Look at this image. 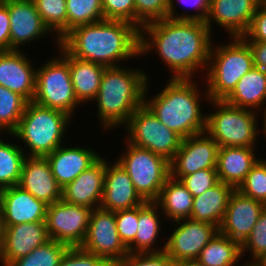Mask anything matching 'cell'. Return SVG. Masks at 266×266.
<instances>
[{
	"instance_id": "7bdbcfd3",
	"label": "cell",
	"mask_w": 266,
	"mask_h": 266,
	"mask_svg": "<svg viewBox=\"0 0 266 266\" xmlns=\"http://www.w3.org/2000/svg\"><path fill=\"white\" fill-rule=\"evenodd\" d=\"M104 20H123L135 26L134 0H102Z\"/></svg>"
},
{
	"instance_id": "f5cc1de1",
	"label": "cell",
	"mask_w": 266,
	"mask_h": 266,
	"mask_svg": "<svg viewBox=\"0 0 266 266\" xmlns=\"http://www.w3.org/2000/svg\"><path fill=\"white\" fill-rule=\"evenodd\" d=\"M1 252H2V227H0V259H1Z\"/></svg>"
},
{
	"instance_id": "603a6c76",
	"label": "cell",
	"mask_w": 266,
	"mask_h": 266,
	"mask_svg": "<svg viewBox=\"0 0 266 266\" xmlns=\"http://www.w3.org/2000/svg\"><path fill=\"white\" fill-rule=\"evenodd\" d=\"M105 170L106 159L101 156L70 184L62 188L61 200L91 209L100 207L104 192Z\"/></svg>"
},
{
	"instance_id": "ab89813d",
	"label": "cell",
	"mask_w": 266,
	"mask_h": 266,
	"mask_svg": "<svg viewBox=\"0 0 266 266\" xmlns=\"http://www.w3.org/2000/svg\"><path fill=\"white\" fill-rule=\"evenodd\" d=\"M180 181L193 197L201 195L219 182L216 169L198 170L195 173L183 176Z\"/></svg>"
},
{
	"instance_id": "d590c367",
	"label": "cell",
	"mask_w": 266,
	"mask_h": 266,
	"mask_svg": "<svg viewBox=\"0 0 266 266\" xmlns=\"http://www.w3.org/2000/svg\"><path fill=\"white\" fill-rule=\"evenodd\" d=\"M68 249L66 244L50 239L9 266H58Z\"/></svg>"
},
{
	"instance_id": "74e56055",
	"label": "cell",
	"mask_w": 266,
	"mask_h": 266,
	"mask_svg": "<svg viewBox=\"0 0 266 266\" xmlns=\"http://www.w3.org/2000/svg\"><path fill=\"white\" fill-rule=\"evenodd\" d=\"M250 252V253H249ZM249 253V261H259L266 255V208L246 240L241 244V256Z\"/></svg>"
},
{
	"instance_id": "f1b7e54d",
	"label": "cell",
	"mask_w": 266,
	"mask_h": 266,
	"mask_svg": "<svg viewBox=\"0 0 266 266\" xmlns=\"http://www.w3.org/2000/svg\"><path fill=\"white\" fill-rule=\"evenodd\" d=\"M234 190L233 186L219 181L212 188L194 197L190 219L211 223L219 228Z\"/></svg>"
},
{
	"instance_id": "8d00e7d4",
	"label": "cell",
	"mask_w": 266,
	"mask_h": 266,
	"mask_svg": "<svg viewBox=\"0 0 266 266\" xmlns=\"http://www.w3.org/2000/svg\"><path fill=\"white\" fill-rule=\"evenodd\" d=\"M263 159V160H262ZM242 194L266 205V159L259 158L237 188Z\"/></svg>"
},
{
	"instance_id": "db71d44e",
	"label": "cell",
	"mask_w": 266,
	"mask_h": 266,
	"mask_svg": "<svg viewBox=\"0 0 266 266\" xmlns=\"http://www.w3.org/2000/svg\"><path fill=\"white\" fill-rule=\"evenodd\" d=\"M0 227H2V202L0 198Z\"/></svg>"
},
{
	"instance_id": "e575fe53",
	"label": "cell",
	"mask_w": 266,
	"mask_h": 266,
	"mask_svg": "<svg viewBox=\"0 0 266 266\" xmlns=\"http://www.w3.org/2000/svg\"><path fill=\"white\" fill-rule=\"evenodd\" d=\"M44 24L60 41L67 34L66 0H33Z\"/></svg>"
},
{
	"instance_id": "ba28073f",
	"label": "cell",
	"mask_w": 266,
	"mask_h": 266,
	"mask_svg": "<svg viewBox=\"0 0 266 266\" xmlns=\"http://www.w3.org/2000/svg\"><path fill=\"white\" fill-rule=\"evenodd\" d=\"M36 69L35 94L32 102L59 110L71 118L82 104L77 100L69 69V62L60 54Z\"/></svg>"
},
{
	"instance_id": "f546056e",
	"label": "cell",
	"mask_w": 266,
	"mask_h": 266,
	"mask_svg": "<svg viewBox=\"0 0 266 266\" xmlns=\"http://www.w3.org/2000/svg\"><path fill=\"white\" fill-rule=\"evenodd\" d=\"M193 199L180 180L169 176L154 202L159 206L164 218L173 222L191 217Z\"/></svg>"
},
{
	"instance_id": "5b68a950",
	"label": "cell",
	"mask_w": 266,
	"mask_h": 266,
	"mask_svg": "<svg viewBox=\"0 0 266 266\" xmlns=\"http://www.w3.org/2000/svg\"><path fill=\"white\" fill-rule=\"evenodd\" d=\"M71 120L72 118L62 111L31 101L28 102L18 127L9 137L21 142L20 146L24 144L21 148L26 156L45 157L66 143L63 138H66Z\"/></svg>"
},
{
	"instance_id": "ee69618b",
	"label": "cell",
	"mask_w": 266,
	"mask_h": 266,
	"mask_svg": "<svg viewBox=\"0 0 266 266\" xmlns=\"http://www.w3.org/2000/svg\"><path fill=\"white\" fill-rule=\"evenodd\" d=\"M113 266H177L165 252L129 253Z\"/></svg>"
},
{
	"instance_id": "2e32d148",
	"label": "cell",
	"mask_w": 266,
	"mask_h": 266,
	"mask_svg": "<svg viewBox=\"0 0 266 266\" xmlns=\"http://www.w3.org/2000/svg\"><path fill=\"white\" fill-rule=\"evenodd\" d=\"M261 3L258 0H210L205 23L213 33L214 24L226 29L229 38L242 37Z\"/></svg>"
},
{
	"instance_id": "11a10c76",
	"label": "cell",
	"mask_w": 266,
	"mask_h": 266,
	"mask_svg": "<svg viewBox=\"0 0 266 266\" xmlns=\"http://www.w3.org/2000/svg\"><path fill=\"white\" fill-rule=\"evenodd\" d=\"M259 262H260L263 266H266V255H265L261 260H259Z\"/></svg>"
},
{
	"instance_id": "836d02e7",
	"label": "cell",
	"mask_w": 266,
	"mask_h": 266,
	"mask_svg": "<svg viewBox=\"0 0 266 266\" xmlns=\"http://www.w3.org/2000/svg\"><path fill=\"white\" fill-rule=\"evenodd\" d=\"M67 33L80 25L104 20L102 0H66Z\"/></svg>"
},
{
	"instance_id": "4fadbf2b",
	"label": "cell",
	"mask_w": 266,
	"mask_h": 266,
	"mask_svg": "<svg viewBox=\"0 0 266 266\" xmlns=\"http://www.w3.org/2000/svg\"><path fill=\"white\" fill-rule=\"evenodd\" d=\"M175 227L166 239L165 253L176 263L197 260L201 250L217 235L219 228L190 218L171 222Z\"/></svg>"
},
{
	"instance_id": "9a60e30c",
	"label": "cell",
	"mask_w": 266,
	"mask_h": 266,
	"mask_svg": "<svg viewBox=\"0 0 266 266\" xmlns=\"http://www.w3.org/2000/svg\"><path fill=\"white\" fill-rule=\"evenodd\" d=\"M10 18L11 50H22V46L32 41L53 35V41H60L44 24L33 0H7ZM22 45V46H21Z\"/></svg>"
},
{
	"instance_id": "4316f807",
	"label": "cell",
	"mask_w": 266,
	"mask_h": 266,
	"mask_svg": "<svg viewBox=\"0 0 266 266\" xmlns=\"http://www.w3.org/2000/svg\"><path fill=\"white\" fill-rule=\"evenodd\" d=\"M224 101L232 106L255 110L258 113L261 109L262 118L266 115V72L253 67L240 78Z\"/></svg>"
},
{
	"instance_id": "ffe728a7",
	"label": "cell",
	"mask_w": 266,
	"mask_h": 266,
	"mask_svg": "<svg viewBox=\"0 0 266 266\" xmlns=\"http://www.w3.org/2000/svg\"><path fill=\"white\" fill-rule=\"evenodd\" d=\"M107 161L104 192L101 208L116 212L136 208L146 201L136 191L135 186L124 168L115 160Z\"/></svg>"
},
{
	"instance_id": "9f6ffc18",
	"label": "cell",
	"mask_w": 266,
	"mask_h": 266,
	"mask_svg": "<svg viewBox=\"0 0 266 266\" xmlns=\"http://www.w3.org/2000/svg\"><path fill=\"white\" fill-rule=\"evenodd\" d=\"M261 4H266V0H258Z\"/></svg>"
},
{
	"instance_id": "4dcf8cb0",
	"label": "cell",
	"mask_w": 266,
	"mask_h": 266,
	"mask_svg": "<svg viewBox=\"0 0 266 266\" xmlns=\"http://www.w3.org/2000/svg\"><path fill=\"white\" fill-rule=\"evenodd\" d=\"M242 259L241 245L227 236L217 235L201 250L197 260L205 266H236Z\"/></svg>"
},
{
	"instance_id": "7a4b0ae2",
	"label": "cell",
	"mask_w": 266,
	"mask_h": 266,
	"mask_svg": "<svg viewBox=\"0 0 266 266\" xmlns=\"http://www.w3.org/2000/svg\"><path fill=\"white\" fill-rule=\"evenodd\" d=\"M60 45L73 57L106 68L140 59V30L123 20H103L80 25L69 31Z\"/></svg>"
},
{
	"instance_id": "7c38bea8",
	"label": "cell",
	"mask_w": 266,
	"mask_h": 266,
	"mask_svg": "<svg viewBox=\"0 0 266 266\" xmlns=\"http://www.w3.org/2000/svg\"><path fill=\"white\" fill-rule=\"evenodd\" d=\"M82 249L106 260L111 266L129 254L122 242L115 220V212L101 207L93 209Z\"/></svg>"
},
{
	"instance_id": "d4e9b609",
	"label": "cell",
	"mask_w": 266,
	"mask_h": 266,
	"mask_svg": "<svg viewBox=\"0 0 266 266\" xmlns=\"http://www.w3.org/2000/svg\"><path fill=\"white\" fill-rule=\"evenodd\" d=\"M255 149L256 147H219L216 167L218 180L237 189L259 159Z\"/></svg>"
},
{
	"instance_id": "681fc988",
	"label": "cell",
	"mask_w": 266,
	"mask_h": 266,
	"mask_svg": "<svg viewBox=\"0 0 266 266\" xmlns=\"http://www.w3.org/2000/svg\"><path fill=\"white\" fill-rule=\"evenodd\" d=\"M177 266H205L201 264L198 260H184L177 263Z\"/></svg>"
},
{
	"instance_id": "f35d334b",
	"label": "cell",
	"mask_w": 266,
	"mask_h": 266,
	"mask_svg": "<svg viewBox=\"0 0 266 266\" xmlns=\"http://www.w3.org/2000/svg\"><path fill=\"white\" fill-rule=\"evenodd\" d=\"M135 26L140 30L144 25L168 17L169 0H134Z\"/></svg>"
},
{
	"instance_id": "7402d4cb",
	"label": "cell",
	"mask_w": 266,
	"mask_h": 266,
	"mask_svg": "<svg viewBox=\"0 0 266 266\" xmlns=\"http://www.w3.org/2000/svg\"><path fill=\"white\" fill-rule=\"evenodd\" d=\"M2 226L41 222L46 219L47 204L19 185L0 190Z\"/></svg>"
},
{
	"instance_id": "cb8c5ba5",
	"label": "cell",
	"mask_w": 266,
	"mask_h": 266,
	"mask_svg": "<svg viewBox=\"0 0 266 266\" xmlns=\"http://www.w3.org/2000/svg\"><path fill=\"white\" fill-rule=\"evenodd\" d=\"M70 145L64 143L45 156L50 164L53 176L61 188L70 184L80 173L88 169L101 157V152L99 153L93 148Z\"/></svg>"
},
{
	"instance_id": "83f0119b",
	"label": "cell",
	"mask_w": 266,
	"mask_h": 266,
	"mask_svg": "<svg viewBox=\"0 0 266 266\" xmlns=\"http://www.w3.org/2000/svg\"><path fill=\"white\" fill-rule=\"evenodd\" d=\"M160 214L162 212L154 201H146L138 206V231L134 241L127 247L129 253H160L165 251L166 242H163L164 244L160 248L156 247L163 223L160 219L165 220L164 216Z\"/></svg>"
},
{
	"instance_id": "1f68e13d",
	"label": "cell",
	"mask_w": 266,
	"mask_h": 266,
	"mask_svg": "<svg viewBox=\"0 0 266 266\" xmlns=\"http://www.w3.org/2000/svg\"><path fill=\"white\" fill-rule=\"evenodd\" d=\"M5 138L4 135L0 136V190L7 187L18 185L22 165L26 155L19 145L14 140ZM6 140V141H5ZM14 142V143H13Z\"/></svg>"
},
{
	"instance_id": "f907efd6",
	"label": "cell",
	"mask_w": 266,
	"mask_h": 266,
	"mask_svg": "<svg viewBox=\"0 0 266 266\" xmlns=\"http://www.w3.org/2000/svg\"><path fill=\"white\" fill-rule=\"evenodd\" d=\"M240 266H263L259 261H246L245 264H241Z\"/></svg>"
},
{
	"instance_id": "d6986e66",
	"label": "cell",
	"mask_w": 266,
	"mask_h": 266,
	"mask_svg": "<svg viewBox=\"0 0 266 266\" xmlns=\"http://www.w3.org/2000/svg\"><path fill=\"white\" fill-rule=\"evenodd\" d=\"M21 50L0 51V85L23 96L28 102L35 94L37 66Z\"/></svg>"
},
{
	"instance_id": "e0dca14e",
	"label": "cell",
	"mask_w": 266,
	"mask_h": 266,
	"mask_svg": "<svg viewBox=\"0 0 266 266\" xmlns=\"http://www.w3.org/2000/svg\"><path fill=\"white\" fill-rule=\"evenodd\" d=\"M266 205L235 189L219 226V233L237 241L240 245L246 240L258 221Z\"/></svg>"
},
{
	"instance_id": "60d3db41",
	"label": "cell",
	"mask_w": 266,
	"mask_h": 266,
	"mask_svg": "<svg viewBox=\"0 0 266 266\" xmlns=\"http://www.w3.org/2000/svg\"><path fill=\"white\" fill-rule=\"evenodd\" d=\"M175 1L178 2L177 4H183L184 7L186 5V8L191 7V9H194L196 12L193 14H188L191 12L183 11V13L180 12L181 14H178L179 11H177L178 8L177 4H175ZM209 4L210 0H169L168 18L205 22L209 12Z\"/></svg>"
},
{
	"instance_id": "8fae6325",
	"label": "cell",
	"mask_w": 266,
	"mask_h": 266,
	"mask_svg": "<svg viewBox=\"0 0 266 266\" xmlns=\"http://www.w3.org/2000/svg\"><path fill=\"white\" fill-rule=\"evenodd\" d=\"M92 211L63 200L48 205L45 222L49 238L69 247H80L86 237Z\"/></svg>"
},
{
	"instance_id": "d6a6232c",
	"label": "cell",
	"mask_w": 266,
	"mask_h": 266,
	"mask_svg": "<svg viewBox=\"0 0 266 266\" xmlns=\"http://www.w3.org/2000/svg\"><path fill=\"white\" fill-rule=\"evenodd\" d=\"M28 101L0 85V134H12L18 127Z\"/></svg>"
},
{
	"instance_id": "3957f363",
	"label": "cell",
	"mask_w": 266,
	"mask_h": 266,
	"mask_svg": "<svg viewBox=\"0 0 266 266\" xmlns=\"http://www.w3.org/2000/svg\"><path fill=\"white\" fill-rule=\"evenodd\" d=\"M168 79L166 86L151 98L148 96V92L151 89L150 80L152 79H149L145 89L144 104L160 122L183 139L204 133L206 113L202 110L201 102L204 103L205 99L206 103L209 101L206 88L203 93L201 89L204 88L195 82L197 81L195 78Z\"/></svg>"
},
{
	"instance_id": "c3c4849f",
	"label": "cell",
	"mask_w": 266,
	"mask_h": 266,
	"mask_svg": "<svg viewBox=\"0 0 266 266\" xmlns=\"http://www.w3.org/2000/svg\"><path fill=\"white\" fill-rule=\"evenodd\" d=\"M251 50L254 67L266 72V42L245 41Z\"/></svg>"
},
{
	"instance_id": "9c48e42d",
	"label": "cell",
	"mask_w": 266,
	"mask_h": 266,
	"mask_svg": "<svg viewBox=\"0 0 266 266\" xmlns=\"http://www.w3.org/2000/svg\"><path fill=\"white\" fill-rule=\"evenodd\" d=\"M125 142L126 148L116 161L127 172L140 196L145 201H155L170 176L169 161L148 149Z\"/></svg>"
},
{
	"instance_id": "52a82bcc",
	"label": "cell",
	"mask_w": 266,
	"mask_h": 266,
	"mask_svg": "<svg viewBox=\"0 0 266 266\" xmlns=\"http://www.w3.org/2000/svg\"><path fill=\"white\" fill-rule=\"evenodd\" d=\"M208 103L214 112L206 113L205 132L219 147H255L259 143L262 131L257 126L261 120L257 111L238 108L224 100H209Z\"/></svg>"
},
{
	"instance_id": "f6af8a7d",
	"label": "cell",
	"mask_w": 266,
	"mask_h": 266,
	"mask_svg": "<svg viewBox=\"0 0 266 266\" xmlns=\"http://www.w3.org/2000/svg\"><path fill=\"white\" fill-rule=\"evenodd\" d=\"M58 266H111L106 260L81 247H69Z\"/></svg>"
},
{
	"instance_id": "6da1fadb",
	"label": "cell",
	"mask_w": 266,
	"mask_h": 266,
	"mask_svg": "<svg viewBox=\"0 0 266 266\" xmlns=\"http://www.w3.org/2000/svg\"><path fill=\"white\" fill-rule=\"evenodd\" d=\"M212 32L205 22L165 18L140 29V56L158 54L171 78H195L206 71Z\"/></svg>"
},
{
	"instance_id": "b9f144b4",
	"label": "cell",
	"mask_w": 266,
	"mask_h": 266,
	"mask_svg": "<svg viewBox=\"0 0 266 266\" xmlns=\"http://www.w3.org/2000/svg\"><path fill=\"white\" fill-rule=\"evenodd\" d=\"M118 234L126 247L135 239L138 231V207L115 212Z\"/></svg>"
},
{
	"instance_id": "44dd1931",
	"label": "cell",
	"mask_w": 266,
	"mask_h": 266,
	"mask_svg": "<svg viewBox=\"0 0 266 266\" xmlns=\"http://www.w3.org/2000/svg\"><path fill=\"white\" fill-rule=\"evenodd\" d=\"M18 185L47 205L62 198V188L53 176L46 157L26 156Z\"/></svg>"
},
{
	"instance_id": "7dc6e473",
	"label": "cell",
	"mask_w": 266,
	"mask_h": 266,
	"mask_svg": "<svg viewBox=\"0 0 266 266\" xmlns=\"http://www.w3.org/2000/svg\"><path fill=\"white\" fill-rule=\"evenodd\" d=\"M0 51H11L10 18L7 0H0Z\"/></svg>"
},
{
	"instance_id": "8992f818",
	"label": "cell",
	"mask_w": 266,
	"mask_h": 266,
	"mask_svg": "<svg viewBox=\"0 0 266 266\" xmlns=\"http://www.w3.org/2000/svg\"><path fill=\"white\" fill-rule=\"evenodd\" d=\"M230 40L224 44L212 43L208 65L202 75L209 100H224L240 78L254 67L249 45L241 37Z\"/></svg>"
},
{
	"instance_id": "ac0fdd59",
	"label": "cell",
	"mask_w": 266,
	"mask_h": 266,
	"mask_svg": "<svg viewBox=\"0 0 266 266\" xmlns=\"http://www.w3.org/2000/svg\"><path fill=\"white\" fill-rule=\"evenodd\" d=\"M49 240L45 221L2 226L0 265L9 266Z\"/></svg>"
},
{
	"instance_id": "484cf974",
	"label": "cell",
	"mask_w": 266,
	"mask_h": 266,
	"mask_svg": "<svg viewBox=\"0 0 266 266\" xmlns=\"http://www.w3.org/2000/svg\"><path fill=\"white\" fill-rule=\"evenodd\" d=\"M69 62L72 85L77 100L83 104L93 103L100 89V81L106 67L71 56L61 45L56 46Z\"/></svg>"
},
{
	"instance_id": "5bb4252c",
	"label": "cell",
	"mask_w": 266,
	"mask_h": 266,
	"mask_svg": "<svg viewBox=\"0 0 266 266\" xmlns=\"http://www.w3.org/2000/svg\"><path fill=\"white\" fill-rule=\"evenodd\" d=\"M219 145L206 132L184 138L170 164V176L180 180L202 169H216Z\"/></svg>"
},
{
	"instance_id": "bcb514c9",
	"label": "cell",
	"mask_w": 266,
	"mask_h": 266,
	"mask_svg": "<svg viewBox=\"0 0 266 266\" xmlns=\"http://www.w3.org/2000/svg\"><path fill=\"white\" fill-rule=\"evenodd\" d=\"M241 38L244 41L266 42V4L258 6L247 32Z\"/></svg>"
},
{
	"instance_id": "816d5d0a",
	"label": "cell",
	"mask_w": 266,
	"mask_h": 266,
	"mask_svg": "<svg viewBox=\"0 0 266 266\" xmlns=\"http://www.w3.org/2000/svg\"><path fill=\"white\" fill-rule=\"evenodd\" d=\"M264 117H263V123H262V126L261 127H263L261 130H262V133H264V134H262V135H265V137H266V115H263Z\"/></svg>"
},
{
	"instance_id": "277c9868",
	"label": "cell",
	"mask_w": 266,
	"mask_h": 266,
	"mask_svg": "<svg viewBox=\"0 0 266 266\" xmlns=\"http://www.w3.org/2000/svg\"><path fill=\"white\" fill-rule=\"evenodd\" d=\"M124 66V67H123ZM123 65L105 68L100 89L93 100L97 107L98 124L103 132L125 126L138 107L144 104V95L150 75L138 66Z\"/></svg>"
},
{
	"instance_id": "30bf717a",
	"label": "cell",
	"mask_w": 266,
	"mask_h": 266,
	"mask_svg": "<svg viewBox=\"0 0 266 266\" xmlns=\"http://www.w3.org/2000/svg\"><path fill=\"white\" fill-rule=\"evenodd\" d=\"M123 128L127 131L125 138L130 144L148 149L169 162L183 140L179 134L160 122L145 104L136 109Z\"/></svg>"
}]
</instances>
